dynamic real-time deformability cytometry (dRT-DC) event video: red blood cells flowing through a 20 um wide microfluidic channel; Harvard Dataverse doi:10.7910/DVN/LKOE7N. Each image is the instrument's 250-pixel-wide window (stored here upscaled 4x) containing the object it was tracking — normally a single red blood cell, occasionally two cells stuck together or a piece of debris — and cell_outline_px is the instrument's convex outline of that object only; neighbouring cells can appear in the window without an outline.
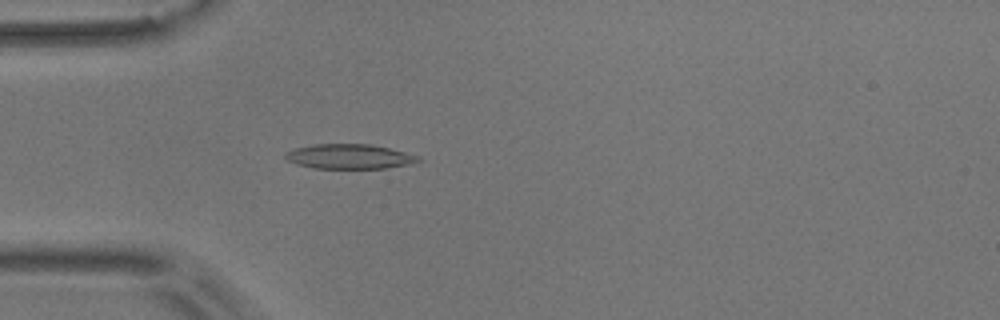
{"species": "common noctule bat (a hibernating species)", "species_latin": "Nyctalus noctula", "temperature_condition": "room temperature", "stored_images_in_passage": 54, "camera_frame_rate_fps": 3000, "um_per_image_px": 0.085, "animal": {"sex": "male", "body_mass_g": 17.9}, "frame": {"image": 1, "passage_image": 15, "time_ms": 4.667, "image_size_px": [1000, 320], "cell_outline_px": [[424, 160], [408, 164], [388, 168], [312, 168], [296, 164], [284, 160], [284, 152], [292, 148], [312, 144], [372, 144], [420, 156]], "centroid_in_image_um": [29.63, 13.3], "position_along_channel_um": 55.4, "area_um2": 19.42}}
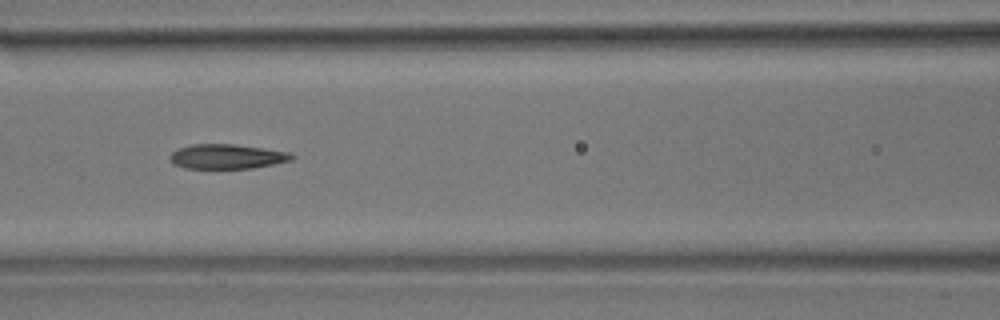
{"frame": {"image": 2, "passage_image": 23, "time_ms": 7.333, "image_size_px": [1000, 320], "cell_outline_px": [[296, 156], [292, 160], [252, 168], [184, 168], [172, 164], [168, 160], [168, 156], [172, 152], [180, 148], [192, 144], [232, 144], [264, 148], [288, 152]], "centroid_in_image_um": [19.25, 13.3], "position_along_channel_um": 147.4, "area_um2": 17.51}}
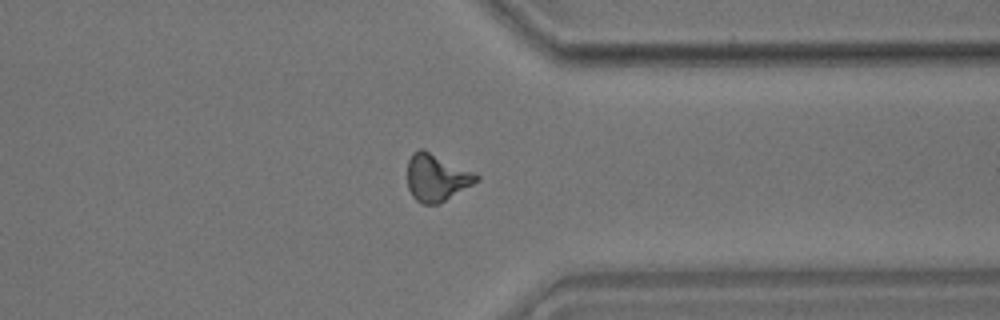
{"frame": {"image": 3, "passage_image": 42, "time_ms": 13.667, "image_size_px": [1000, 320], "cell_outline_px": [[480, 180], [440, 204], [424, 204], [416, 200], [412, 196], [408, 188], [408, 160], [412, 152], [420, 148], [424, 148], [476, 172], [480, 176]], "centroid_in_image_um": [37.13, 15.07], "position_along_channel_um": 374.3, "area_um2": 19.42}, "authors_computed_cell_mechanics": {"area_um2": 18.1203, "velocity_mm_per_s": 3.6404, "shape_relaxation_time_tau1_ms": 7.5796, "shape_relaxation_time_tau2_ms": 3.7027, "deformation_change_tau1": 0.1956, "deformation_change_tau2": 0.1275}}